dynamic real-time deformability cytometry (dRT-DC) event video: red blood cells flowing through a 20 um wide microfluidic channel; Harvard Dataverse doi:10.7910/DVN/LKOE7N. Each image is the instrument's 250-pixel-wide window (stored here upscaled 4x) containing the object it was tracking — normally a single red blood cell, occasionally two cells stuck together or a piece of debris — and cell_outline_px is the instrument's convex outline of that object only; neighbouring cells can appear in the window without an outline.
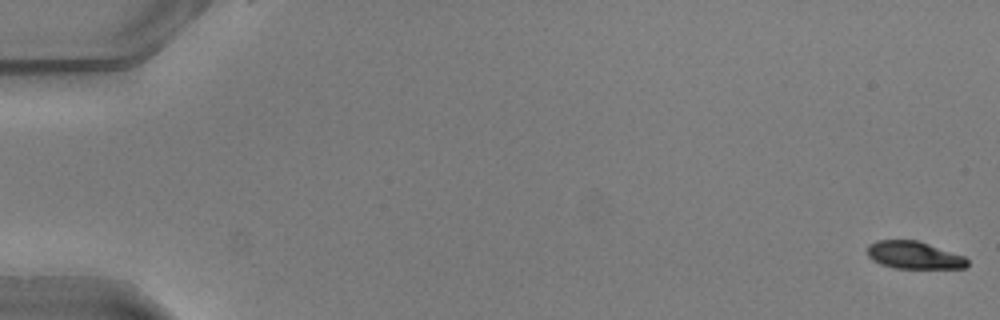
{"species": "common noctule bat (a hibernating species)", "species_latin": "Nyctalus noctula", "temperature_condition": "warm", "stored_images_in_passage": 51, "camera_frame_rate_fps": 3000, "um_per_image_px": 0.085, "animal": {"sex": "male", "body_mass_g": 20.5, "forearm_length_mm": 52.5}, "frame": {"image": 1, "passage_image": 1, "time_ms": 0.0, "image_size_px": [1000, 320], "cell_outline_px": [[968, 264], [964, 268], [896, 268], [880, 264], [872, 260], [868, 256], [868, 244], [876, 240], [916, 240], [964, 256], [968, 260]], "centroid_in_image_um": [77.66, 21.69], "position_along_channel_um": 7.3, "area_um2": 15.9}}
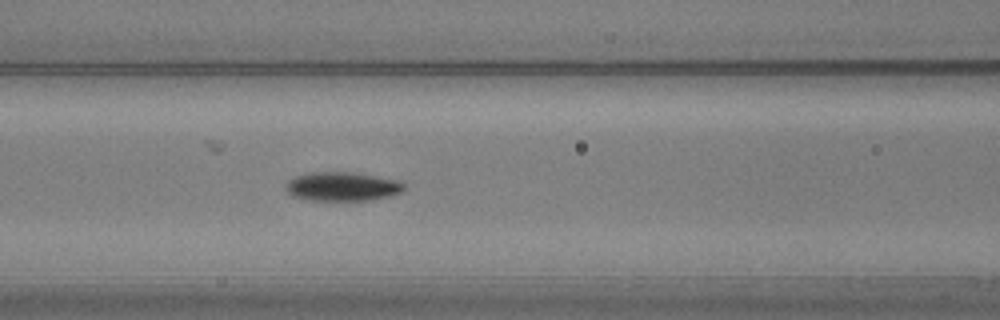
{"frame": {"image": 2, "passage_image": 23, "time_ms": 7.333, "image_size_px": [1000, 320], "cell_outline_px": [[404, 188], [400, 192], [388, 196], [372, 200], [308, 200], [292, 196], [288, 192], [284, 184], [288, 180], [296, 176], [312, 172], [356, 172], [404, 180]], "centroid_in_image_um": [29.12, 15.84], "position_along_channel_um": 137.5, "area_um2": 20.23}}
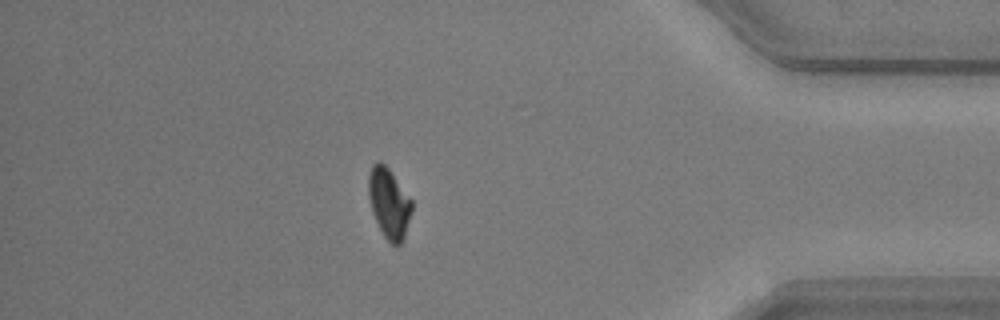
{"frame": {"image": 3, "passage_image": 45, "time_ms": 14.667, "image_size_px": [1000, 320], "cell_outline_px": [[412, 208], [404, 240], [400, 244], [392, 244], [384, 236], [372, 212], [368, 196], [368, 176], [372, 164], [376, 160], [380, 160], [388, 168], [412, 200]], "centroid_in_image_um": [33.05, 17.24], "position_along_channel_um": 402.1, "area_um2": 17.63}, "authors_computed_cell_mechanics": {"area_um2": 18.2648, "velocity_mm_per_s": 4.0724, "shape_relaxation_time_tau1_ms": 3.6685, "shape_relaxation_time_tau2_ms": null, "deformation_change_tau1": 0.1492, "deformation_change_tau2": null}}